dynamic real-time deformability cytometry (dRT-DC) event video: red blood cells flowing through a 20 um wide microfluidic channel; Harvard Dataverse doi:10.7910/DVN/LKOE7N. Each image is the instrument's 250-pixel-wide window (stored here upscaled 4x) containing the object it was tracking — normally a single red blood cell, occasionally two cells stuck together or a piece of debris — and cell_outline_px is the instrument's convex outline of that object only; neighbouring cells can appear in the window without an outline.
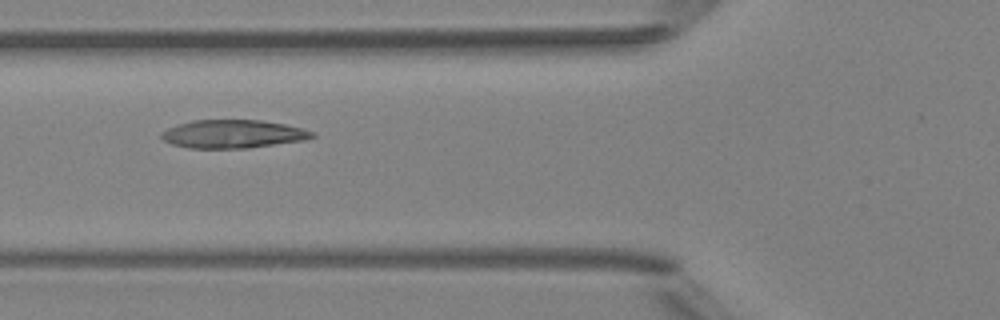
{"species": "Egyptian fruit bat (a non-hibernating species)", "species_latin": "Rousettus aegyptiacus", "temperature_condition": "room temperature", "stored_images_in_passage": 5, "camera_frame_rate_fps": 3000, "um_per_image_px": 0.085, "animal": {"sex": "female"}, "frame": {"image": 1, "passage_image": 5, "time_ms": 5.333, "image_size_px": [1000, 320], "cell_outline_px": [[316, 136], [304, 140], [248, 148], [188, 148], [172, 144], [164, 140], [160, 136], [160, 132], [176, 124], [192, 120], [260, 120], [284, 124], [300, 128], [312, 132]], "centroid_in_image_um": [19.74, 11.39], "position_along_channel_um": 106.1, "area_um2": 24.74}}